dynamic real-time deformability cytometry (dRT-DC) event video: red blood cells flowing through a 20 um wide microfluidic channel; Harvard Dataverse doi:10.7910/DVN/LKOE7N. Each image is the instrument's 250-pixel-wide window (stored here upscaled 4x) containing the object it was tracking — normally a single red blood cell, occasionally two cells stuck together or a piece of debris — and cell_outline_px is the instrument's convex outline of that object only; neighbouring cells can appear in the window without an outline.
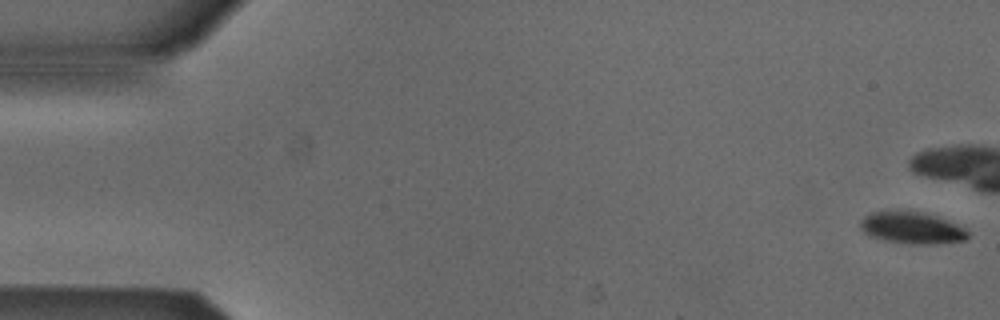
{"species": "Egyptian fruit bat (a non-hibernating species)", "species_latin": "Rousettus aegyptiacus", "temperature_condition": "cold", "stored_images_in_passage": 42, "camera_frame_rate_fps": 3000, "um_per_image_px": 0.085, "animal": {"sex": "male"}, "frame": {"image": 1, "passage_image": 1, "time_ms": 0.0, "image_size_px": [1000, 320], "cell_outline_px": [[968, 236], [964, 240], [928, 244], [912, 244], [884, 240], [868, 236], [860, 228], [860, 220], [864, 216], [872, 212], [920, 212], [936, 216], [956, 224], [964, 228], [968, 232]], "centroid_in_image_um": [77.47, 19.38], "position_along_channel_um": 7.5, "area_um2": 19.48}, "authors_computed_cell_mechanics": {"area_um2": 23.6113, "velocity_mm_per_s": 3.8535, "shape_relaxation_time_tau1_ms": 2.3814, "shape_relaxation_time_tau2_ms": null, "deformation_change_tau1": 0.0633, "deformation_change_tau2": null}}